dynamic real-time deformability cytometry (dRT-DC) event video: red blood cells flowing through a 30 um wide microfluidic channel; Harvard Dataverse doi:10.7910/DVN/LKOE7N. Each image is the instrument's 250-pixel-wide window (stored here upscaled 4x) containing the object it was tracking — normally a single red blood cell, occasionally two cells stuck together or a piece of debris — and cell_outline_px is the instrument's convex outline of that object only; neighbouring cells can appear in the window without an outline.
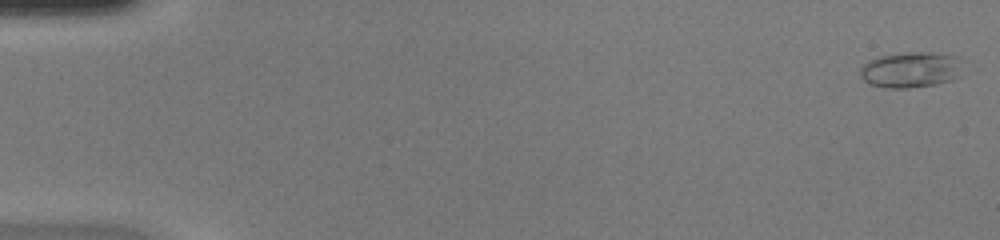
{"species": "common noctule bat (a hibernating species)", "species_latin": "Nyctalus noctula", "temperature_condition": "warm", "stored_images_in_passage": 49, "camera_frame_rate_fps": 3000, "um_per_image_px": 0.085, "animal": {"sex": "female", "body_mass_g": 20.0, "forearm_length_mm": 54.0}, "frame": {"image": 1, "passage_image": 1, "time_ms": 0.0, "image_size_px": [1000, 240], "cell_outline_px": [[960, 76], [952, 80], [936, 84], [908, 88], [884, 88], [868, 84], [860, 76], [860, 68], [868, 60], [880, 56], [908, 52], [928, 52], [956, 56]], "centroid_in_image_um": [77.34, 5.94], "position_along_channel_um": 7.7, "area_um2": 21.21}}
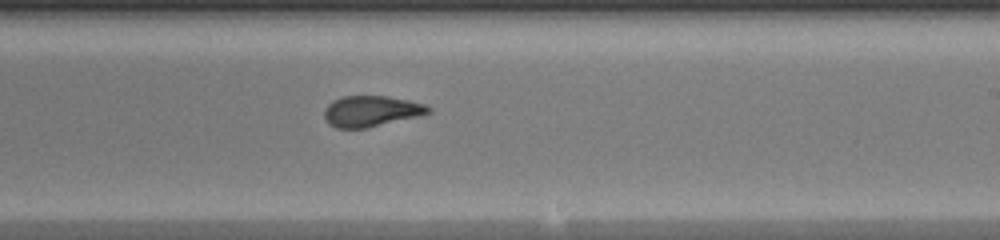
{"frame": {"image": 2, "passage_image": 30, "time_ms": 9.667, "image_size_px": [1000, 240], "cell_outline_px": [[432, 112], [420, 116], [368, 128], [336, 128], [328, 124], [324, 116], [324, 108], [332, 100], [344, 96], [388, 96], [408, 100], [424, 104], [432, 108]], "centroid_in_image_um": [31.55, 9.45], "position_along_channel_um": 257.4, "area_um2": 18.96}}
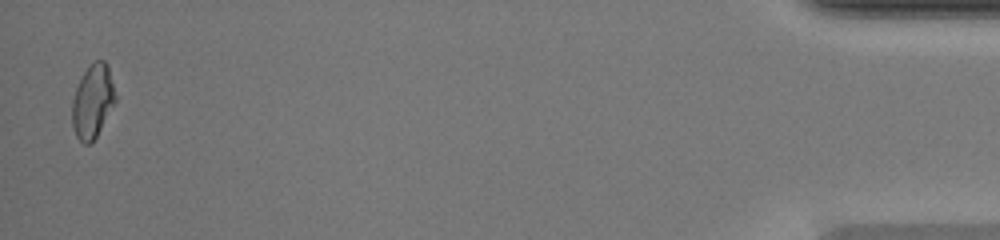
{"frame": {"image": 3, "passage_image": 48, "time_ms": 15.667, "image_size_px": [1000, 240], "cell_outline_px": [[116, 100], [92, 144], [84, 144], [76, 136], [72, 128], [72, 100], [76, 88], [84, 72], [96, 60], [104, 60], [108, 64], [116, 96]], "centroid_in_image_um": [7.87, 8.63], "position_along_channel_um": 427.3, "area_um2": 18.44}}